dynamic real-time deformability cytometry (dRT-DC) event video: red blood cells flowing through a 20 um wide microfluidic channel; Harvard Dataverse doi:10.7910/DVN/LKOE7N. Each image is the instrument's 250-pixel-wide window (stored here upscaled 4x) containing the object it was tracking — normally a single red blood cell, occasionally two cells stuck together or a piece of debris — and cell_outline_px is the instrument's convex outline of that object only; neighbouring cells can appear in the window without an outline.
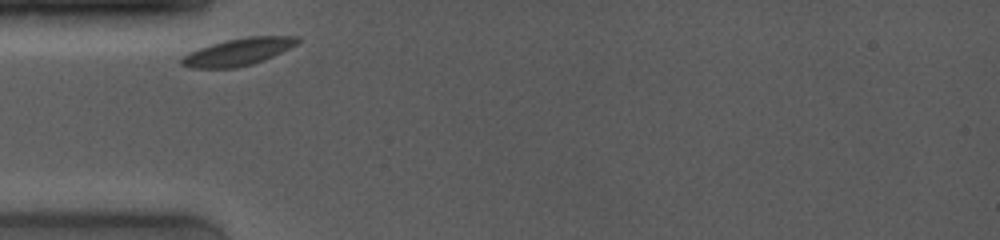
{"species": "common noctule bat (a hibernating species)", "species_latin": "Nyctalus noctula", "temperature_condition": "room temperature", "stored_images_in_passage": 7, "camera_frame_rate_fps": 4000, "um_per_image_px": 0.085, "animal": {"sex": "female", "body_mass_g": 19.0, "forearm_length_mm": 53.3}, "frame": {"image": 1, "passage_image": 1, "time_ms": 0.0, "image_size_px": [1000, 240], "cell_outline_px": [[300, 40], [296, 44], [264, 60], [252, 64], [236, 68], [192, 68], [180, 64], [180, 60], [188, 52], [212, 44], [228, 40], [248, 36], [300, 36]], "centroid_in_image_um": [20.23, 4.41], "position_along_channel_um": 64.8, "area_um2": 18.15}}